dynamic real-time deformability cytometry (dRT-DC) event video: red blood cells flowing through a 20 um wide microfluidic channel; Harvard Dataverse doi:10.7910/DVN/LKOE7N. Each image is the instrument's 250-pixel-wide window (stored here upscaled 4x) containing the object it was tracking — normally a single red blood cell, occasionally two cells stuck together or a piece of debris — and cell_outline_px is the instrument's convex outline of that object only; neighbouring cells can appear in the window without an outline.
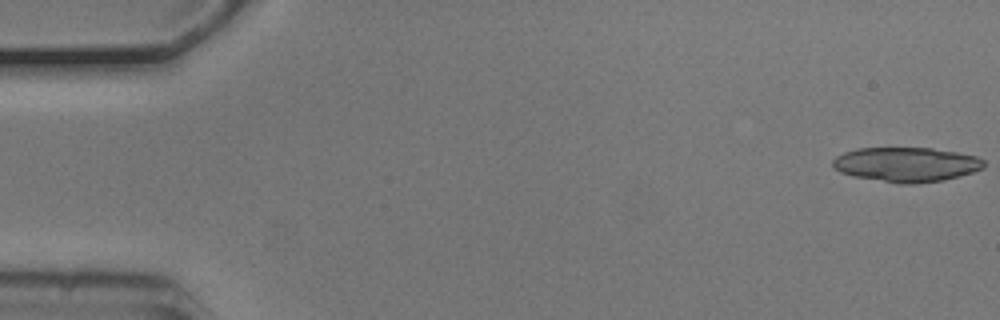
{"species": "common noctule bat (a hibernating species)", "species_latin": "Nyctalus noctula", "temperature_condition": "cold", "stored_images_in_passage": 25, "segment_of_instrument_passage": [1, 2], "camera_frame_rate_fps": 3000, "um_per_image_px": 0.085, "animal": {"sex": "male", "body_mass_g": 20.5, "forearm_length_mm": 52.5}, "frame": {"image": 1, "passage_image": 1, "time_ms": 0.0, "image_size_px": [1000, 320], "cell_outline_px": [[984, 168], [960, 176], [944, 180], [916, 184], [900, 184], [852, 176], [840, 172], [832, 168], [832, 160], [836, 156], [844, 152], [856, 148], [932, 148], [956, 152], [976, 156], [984, 160]], "centroid_in_image_um": [77.01, 13.99], "position_along_channel_um": 8.0, "area_um2": 30.69}}